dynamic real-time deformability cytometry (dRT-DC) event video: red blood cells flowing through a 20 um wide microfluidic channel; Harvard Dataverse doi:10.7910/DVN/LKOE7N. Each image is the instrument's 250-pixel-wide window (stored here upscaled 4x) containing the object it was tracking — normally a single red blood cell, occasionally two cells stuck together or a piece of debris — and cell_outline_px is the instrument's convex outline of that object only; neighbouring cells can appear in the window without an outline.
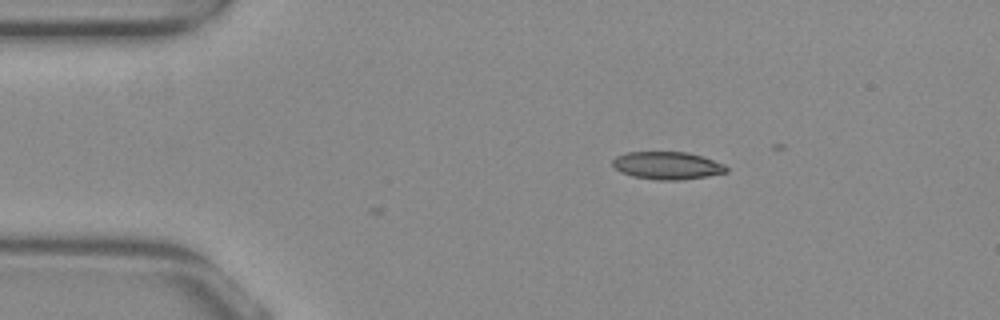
{"species": "common noctule bat (a hibernating species)", "species_latin": "Nyctalus noctula", "temperature_condition": "warm", "stored_images_in_passage": 3, "camera_frame_rate_fps": 3000, "um_per_image_px": 0.085, "animal": {"sex": "female", "body_mass_g": 29.2, "forearm_length_mm": 56.3}, "frame": {"image": 1, "passage_image": 1, "time_ms": 0.0, "image_size_px": [1000, 320], "cell_outline_px": [[728, 172], [708, 176], [680, 180], [656, 180], [632, 176], [620, 172], [612, 164], [612, 160], [616, 156], [628, 152], [688, 152], [724, 164], [728, 168]], "centroid_in_image_um": [56.71, 14.08], "position_along_channel_um": 28.3, "area_um2": 18.32}}